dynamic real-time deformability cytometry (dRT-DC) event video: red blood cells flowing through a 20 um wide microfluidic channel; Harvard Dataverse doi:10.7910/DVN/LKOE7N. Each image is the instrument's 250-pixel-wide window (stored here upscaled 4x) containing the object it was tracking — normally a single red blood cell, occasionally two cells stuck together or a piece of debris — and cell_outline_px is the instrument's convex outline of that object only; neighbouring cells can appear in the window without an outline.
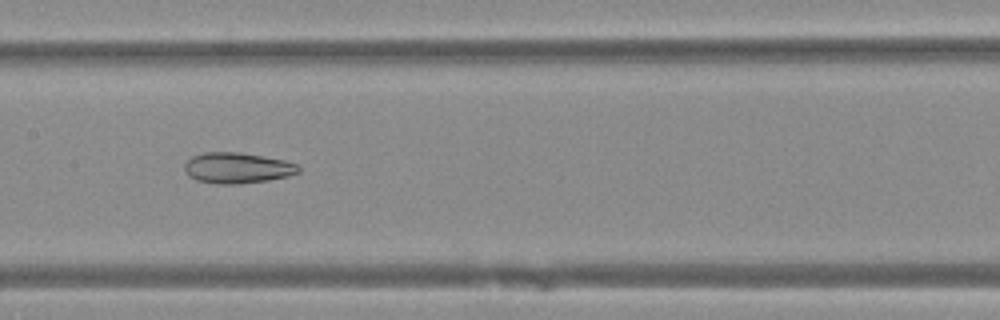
{"species": "Egyptian fruit bat (a non-hibernating species)", "species_latin": "Rousettus aegyptiacus", "temperature_condition": "warm", "stored_images_in_passage": 48, "camera_frame_rate_fps": 3000, "um_per_image_px": 0.085, "animal": {"sex": "female"}, "frame": {"image": 1, "passage_image": 23, "time_ms": 7.333, "image_size_px": [1000, 320], "cell_outline_px": [[300, 172], [288, 176], [268, 180], [236, 184], [220, 184], [196, 180], [188, 176], [184, 168], [184, 164], [192, 156], [204, 152], [240, 152], [284, 160], [296, 164], [300, 168]], "centroid_in_image_um": [20.15, 14.27], "position_along_channel_um": 187.2, "area_um2": 20.4}}
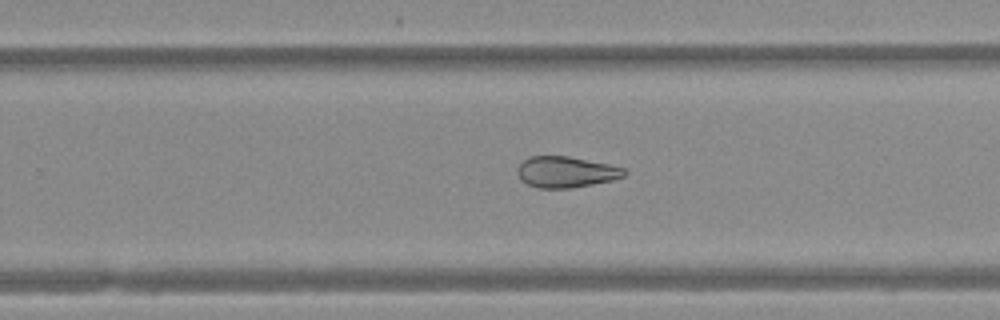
{"frame": {"image": 2, "passage_image": 30, "time_ms": 9.667, "image_size_px": [1000, 320], "cell_outline_px": [[628, 172], [624, 176], [612, 180], [572, 188], [536, 188], [520, 180], [516, 172], [516, 168], [528, 156], [568, 156], [608, 164], [624, 168]], "centroid_in_image_um": [48.07, 14.62], "position_along_channel_um": 281.7, "area_um2": 19.42}}
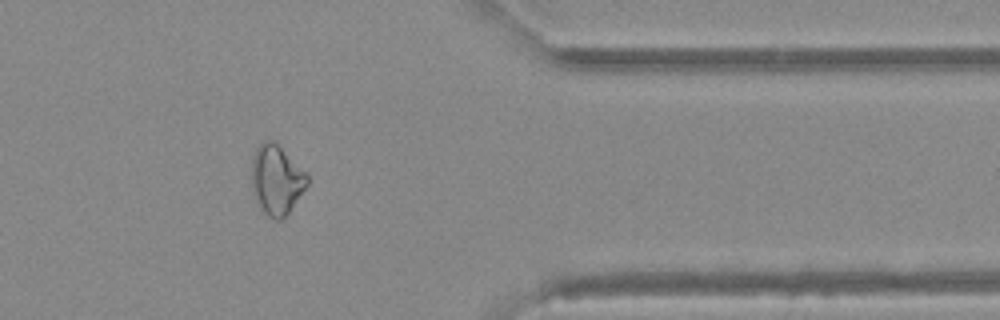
{"frame": {"image": 3, "passage_image": 39, "time_ms": 12.667, "image_size_px": [1000, 320], "cell_outline_px": [[308, 184], [288, 212], [280, 220], [276, 220], [268, 216], [260, 208], [256, 200], [252, 188], [252, 160], [256, 148], [264, 140], [276, 140], [308, 172]], "centroid_in_image_um": [23.52, 15.22], "position_along_channel_um": 387.9, "area_um2": 22.83}}